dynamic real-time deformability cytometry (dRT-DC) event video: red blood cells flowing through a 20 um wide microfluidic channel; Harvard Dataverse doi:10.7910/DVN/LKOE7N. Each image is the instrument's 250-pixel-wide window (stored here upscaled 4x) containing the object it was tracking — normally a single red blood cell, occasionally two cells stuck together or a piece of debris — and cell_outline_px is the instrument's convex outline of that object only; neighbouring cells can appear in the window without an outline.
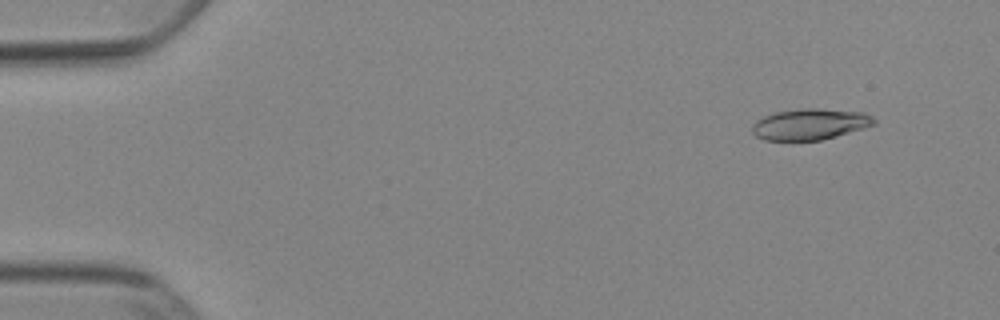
{"species": "Egyptian fruit bat (a non-hibernating species)", "species_latin": "Rousettus aegyptiacus", "temperature_condition": "cold", "stored_images_in_passage": 52, "camera_frame_rate_fps": 3000, "um_per_image_px": 0.085, "animal": {"sex": "female"}, "frame": {"image": 1, "passage_image": 5, "time_ms": 1.333, "image_size_px": [1000, 320], "cell_outline_px": [[876, 124], [864, 128], [836, 136], [820, 140], [764, 140], [756, 136], [752, 132], [752, 124], [756, 120], [764, 116], [776, 112], [800, 108], [820, 108], [864, 112], [872, 116], [876, 120]], "centroid_in_image_um": [68.86, 10.55], "position_along_channel_um": 16.1, "area_um2": 22.2}}
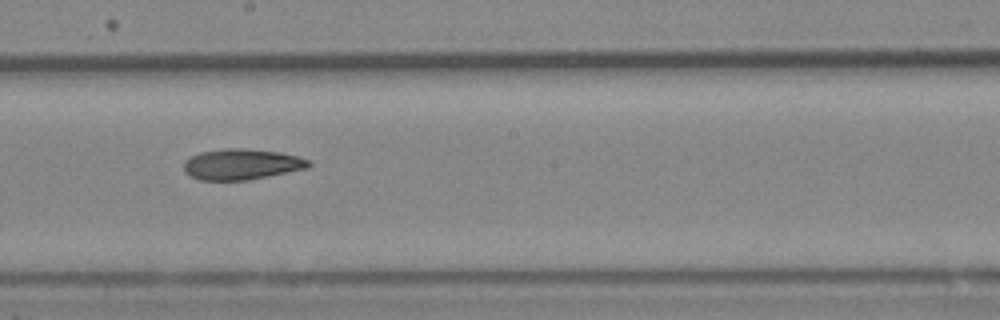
{"frame": {"image": 2, "passage_image": 30, "time_ms": 9.667, "image_size_px": [1000, 320], "cell_outline_px": [[312, 164], [308, 168], [244, 180], [200, 180], [184, 172], [184, 160], [200, 152], [224, 148], [244, 148], [280, 152], [296, 156], [308, 160]], "centroid_in_image_um": [20.51, 13.95], "position_along_channel_um": 227.7, "area_um2": 22.2}}
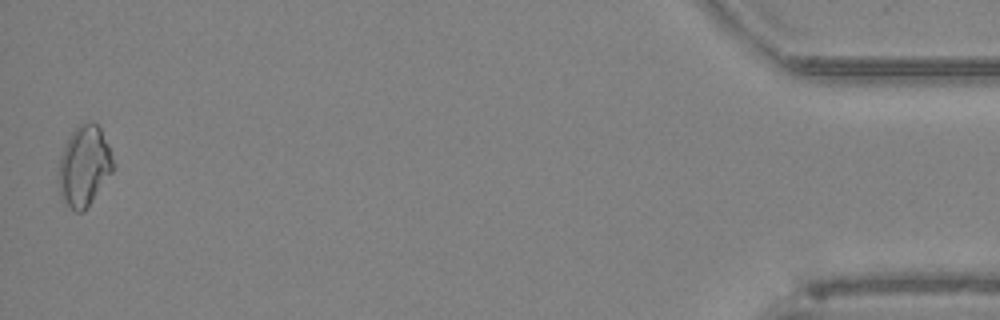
{"frame": {"image": 3, "passage_image": 52, "time_ms": 17.0, "image_size_px": [1000, 320], "cell_outline_px": [[116, 164], [112, 172], [84, 212], [76, 212], [60, 196], [60, 156], [64, 144], [72, 132], [80, 124], [92, 120], [100, 128], [108, 144]], "centroid_in_image_um": [7.19, 14.08], "position_along_channel_um": 428.0, "area_um2": 25.32}, "authors_computed_cell_mechanics": {"area_um2": 22.4842, "velocity_mm_per_s": 3.9092, "shape_relaxation_time_tau1_ms": 10.6237, "shape_relaxation_time_tau2_ms": 6.3995, "deformation_change_tau1": 0.1887, "deformation_change_tau2": 0.1492}}